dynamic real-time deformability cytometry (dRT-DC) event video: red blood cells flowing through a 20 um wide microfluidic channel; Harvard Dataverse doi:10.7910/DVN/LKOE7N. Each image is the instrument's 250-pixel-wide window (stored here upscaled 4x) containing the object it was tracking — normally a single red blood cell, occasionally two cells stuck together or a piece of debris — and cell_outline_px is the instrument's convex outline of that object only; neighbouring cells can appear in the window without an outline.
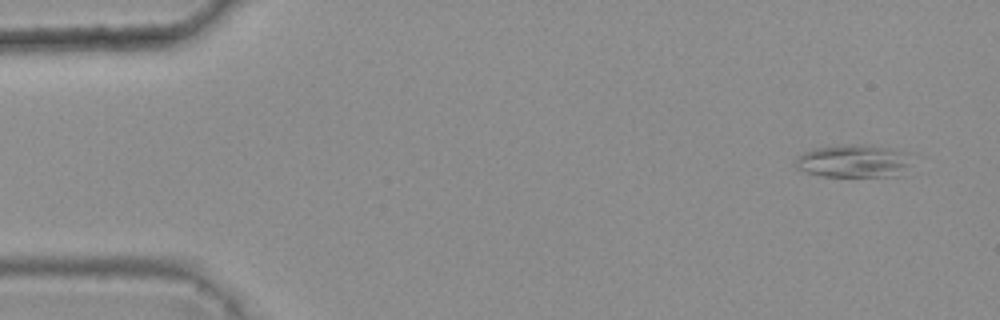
{"species": "common noctule bat (a hibernating species)", "species_latin": "Nyctalus noctula", "temperature_condition": "warm", "stored_images_in_passage": 5, "camera_frame_rate_fps": 3000, "um_per_image_px": 0.085, "animal": {"sex": "female", "body_mass_g": 25.1}, "frame": {"image": 1, "passage_image": 5, "time_ms": 1.333, "image_size_px": [1000, 320], "cell_outline_px": [[908, 164], [904, 176], [820, 176], [796, 168], [796, 156], [812, 148], [844, 144], [856, 144], [896, 148], [908, 152]], "centroid_in_image_um": [72.57, 13.68], "position_along_channel_um": 12.4, "area_um2": 22.54}}